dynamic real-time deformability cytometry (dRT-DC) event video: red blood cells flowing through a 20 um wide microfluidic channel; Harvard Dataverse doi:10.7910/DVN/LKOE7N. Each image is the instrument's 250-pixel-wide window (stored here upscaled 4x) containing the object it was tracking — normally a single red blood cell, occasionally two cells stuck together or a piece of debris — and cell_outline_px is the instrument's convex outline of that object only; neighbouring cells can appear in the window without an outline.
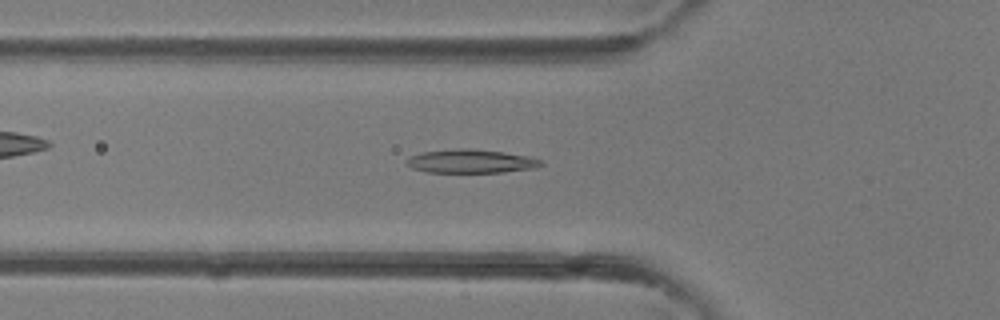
{"species": "common noctule bat (a hibernating species)", "species_latin": "Nyctalus noctula", "temperature_condition": "room temperature", "stored_images_in_passage": 10, "camera_frame_rate_fps": 3000, "um_per_image_px": 0.085, "animal": {"sex": "female"}, "frame": {"image": 1, "passage_image": 3, "time_ms": 0.667, "image_size_px": [1000, 320], "cell_outline_px": [[544, 164], [536, 168], [504, 172], [428, 172], [412, 168], [408, 164], [408, 156], [424, 152], [456, 148], [472, 148], [504, 152], [528, 156], [540, 160]], "centroid_in_image_um": [40.06, 13.7], "position_along_channel_um": 85.7, "area_um2": 18.44}}
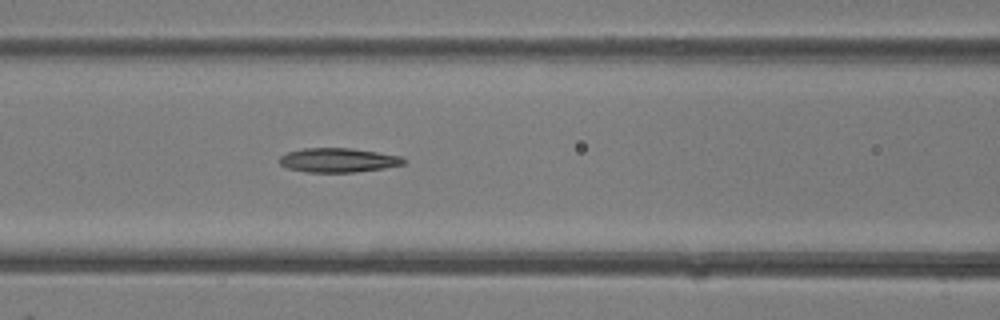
{"frame": {"image": 2, "passage_image": 6, "time_ms": 1.667, "image_size_px": [1000, 320], "cell_outline_px": [[408, 160], [404, 164], [384, 168], [356, 172], [308, 172], [288, 168], [280, 164], [280, 156], [288, 152], [304, 148], [352, 148], [400, 156]], "centroid_in_image_um": [28.77, 13.61], "position_along_channel_um": 137.8, "area_um2": 17.46}}
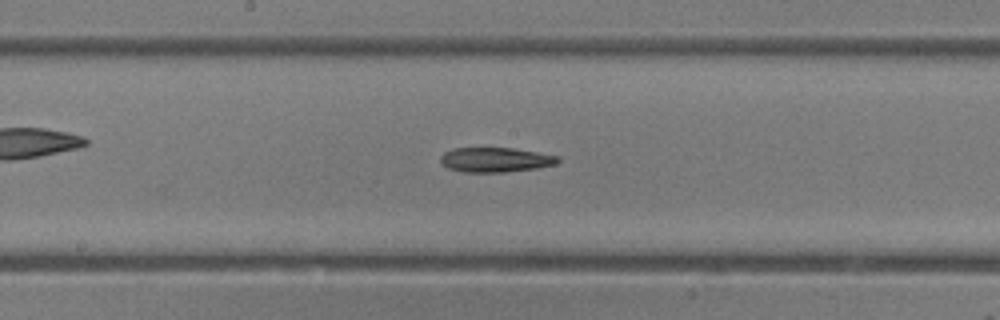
{"frame": {"image": 3, "passage_image": 10, "time_ms": 3.0, "image_size_px": [1000, 320], "cell_outline_px": [[560, 160], [556, 164], [536, 168], [504, 172], [464, 172], [448, 168], [440, 164], [440, 156], [444, 152], [452, 148], [512, 148], [560, 156]], "centroid_in_image_um": [42.08, 13.58], "position_along_channel_um": 206.1, "area_um2": 16.94}}